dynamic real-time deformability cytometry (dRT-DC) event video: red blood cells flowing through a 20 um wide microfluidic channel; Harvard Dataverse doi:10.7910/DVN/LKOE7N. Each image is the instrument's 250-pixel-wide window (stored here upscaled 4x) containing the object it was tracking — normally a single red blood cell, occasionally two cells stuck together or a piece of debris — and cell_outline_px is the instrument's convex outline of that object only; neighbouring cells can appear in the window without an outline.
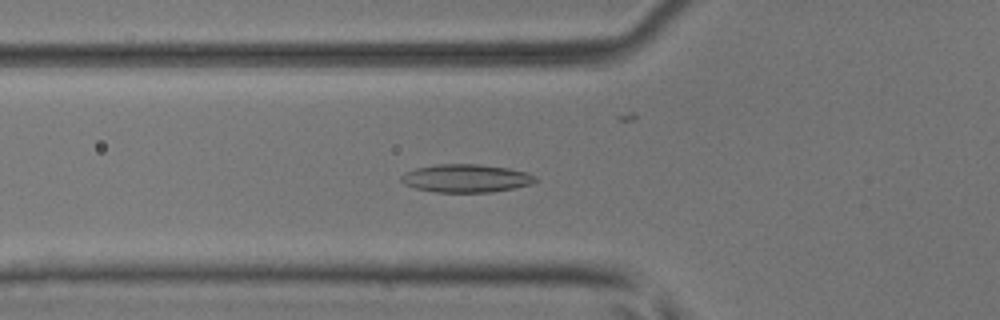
{"species": "common noctule bat (a hibernating species)", "species_latin": "Nyctalus noctula", "temperature_condition": "room temperature", "stored_images_in_passage": 54, "camera_frame_rate_fps": 3000, "um_per_image_px": 0.085, "animal": {"sex": "male", "body_mass_g": 17.9, "forearm_length_mm": 54.2}, "frame": {"image": 1, "passage_image": 19, "time_ms": 6.0, "image_size_px": [1000, 320], "cell_outline_px": [[540, 180], [532, 184], [492, 192], [436, 192], [416, 188], [404, 184], [400, 180], [400, 176], [404, 172], [416, 168], [436, 164], [480, 164], [508, 168], [528, 172], [536, 176]], "centroid_in_image_um": [39.63, 15.15], "position_along_channel_um": 86.2, "area_um2": 22.14}}
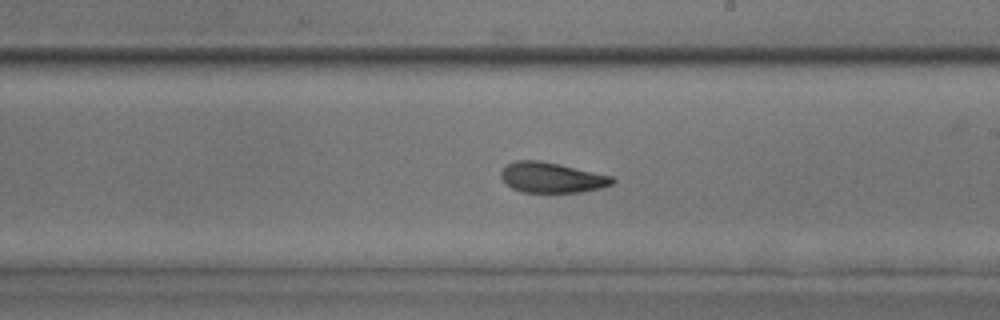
{"frame": {"image": 2, "passage_image": 31, "time_ms": 10.0, "image_size_px": [1000, 320], "cell_outline_px": [[616, 180], [612, 184], [600, 188], [580, 192], [520, 192], [512, 188], [500, 176], [500, 172], [508, 164], [516, 160], [540, 160], [560, 164], [612, 176]], "centroid_in_image_um": [46.9, 15.09], "position_along_channel_um": 242.1, "area_um2": 19.59}}
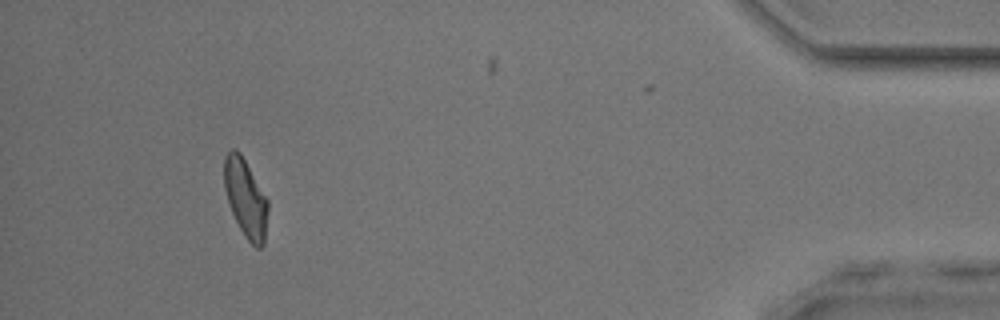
{"frame": {"image": 3, "passage_image": 49, "time_ms": 16.0, "image_size_px": [1000, 320], "cell_outline_px": [[268, 212], [264, 244], [260, 248], [256, 248], [244, 236], [228, 204], [224, 188], [224, 156], [232, 148], [236, 148], [240, 152], [268, 200]], "centroid_in_image_um": [20.87, 16.84], "position_along_channel_um": 414.3, "area_um2": 19.94}, "authors_computed_cell_mechanics": {"area_um2": 20.2011, "velocity_mm_per_s": 3.9048, "shape_relaxation_time_tau1_ms": null, "shape_relaxation_time_tau2_ms": 2.6968, "deformation_change_tau1": null, "deformation_change_tau2": 0.0865}}